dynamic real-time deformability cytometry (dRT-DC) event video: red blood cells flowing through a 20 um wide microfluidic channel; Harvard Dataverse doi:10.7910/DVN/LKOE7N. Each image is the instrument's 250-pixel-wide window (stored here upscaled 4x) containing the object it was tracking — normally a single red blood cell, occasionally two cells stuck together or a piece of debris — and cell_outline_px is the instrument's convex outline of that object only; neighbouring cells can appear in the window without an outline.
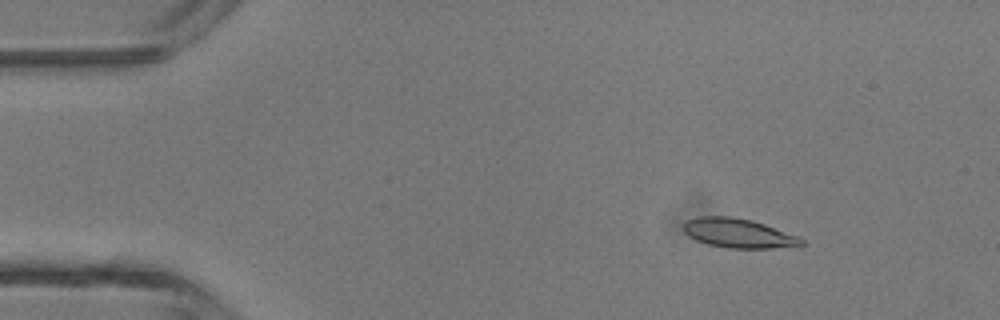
{"species": "common noctule bat (a hibernating species)", "species_latin": "Nyctalus noctula", "temperature_condition": "room temperature", "stored_images_in_passage": 3, "camera_frame_rate_fps": 3000, "um_per_image_px": 0.085, "animal": {"sex": "male", "body_mass_g": 13.3}, "frame": {"image": 1, "passage_image": 1, "time_ms": 0.0, "image_size_px": [1000, 320], "cell_outline_px": [[804, 244], [772, 248], [728, 248], [708, 244], [696, 240], [688, 236], [684, 232], [684, 224], [688, 220], [700, 216], [732, 216], [752, 220], [800, 236], [804, 240]], "centroid_in_image_um": [62.77, 19.82], "position_along_channel_um": 22.2, "area_um2": 20.06}}
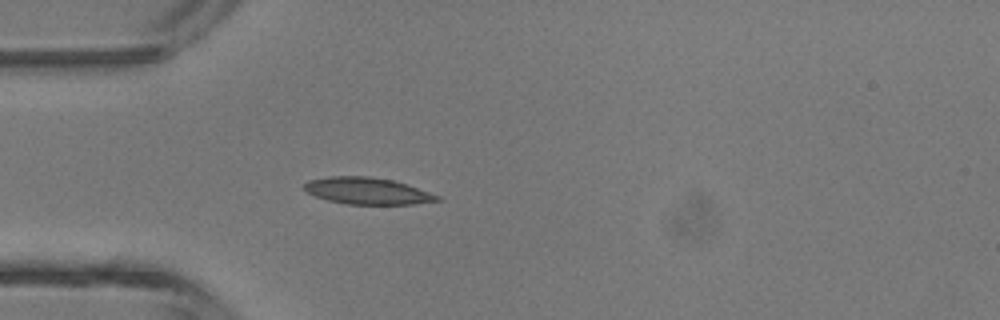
{"frame": {"image": 2, "passage_image": 3, "time_ms": 2.333, "image_size_px": [1000, 320], "cell_outline_px": [[444, 200], [412, 204], [344, 204], [328, 200], [316, 196], [300, 188], [308, 180], [328, 176], [368, 176], [392, 180], [440, 196]], "centroid_in_image_um": [31.17, 16.23], "position_along_channel_um": 53.8, "area_um2": 20.63}}